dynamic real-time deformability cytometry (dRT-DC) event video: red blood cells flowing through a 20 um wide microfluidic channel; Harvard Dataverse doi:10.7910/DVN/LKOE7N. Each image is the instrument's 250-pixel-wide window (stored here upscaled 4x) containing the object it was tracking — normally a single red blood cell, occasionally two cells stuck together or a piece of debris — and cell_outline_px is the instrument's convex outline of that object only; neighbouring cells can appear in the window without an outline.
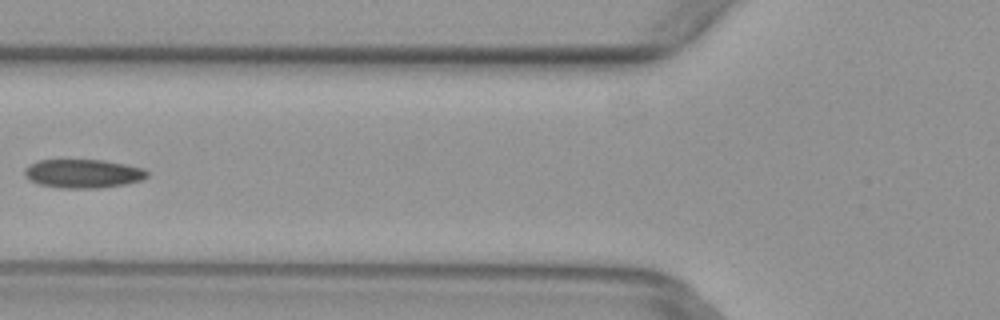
{"species": "common noctule bat (a hibernating species)", "species_latin": "Nyctalus noctula", "temperature_condition": "warm", "stored_images_in_passage": 7, "camera_frame_rate_fps": 3000, "um_per_image_px": 0.085, "animal": {"sex": "female", "body_mass_g": 29.2, "forearm_length_mm": 56.3}, "frame": {"image": 1, "passage_image": 7, "time_ms": 2.0, "image_size_px": [1000, 320], "cell_outline_px": [[148, 176], [144, 180], [124, 184], [100, 188], [60, 188], [40, 184], [28, 180], [24, 176], [24, 168], [40, 160], [104, 160], [144, 168], [148, 172]], "centroid_in_image_um": [7.07, 14.76], "position_along_channel_um": 118.7, "area_um2": 20.58}}